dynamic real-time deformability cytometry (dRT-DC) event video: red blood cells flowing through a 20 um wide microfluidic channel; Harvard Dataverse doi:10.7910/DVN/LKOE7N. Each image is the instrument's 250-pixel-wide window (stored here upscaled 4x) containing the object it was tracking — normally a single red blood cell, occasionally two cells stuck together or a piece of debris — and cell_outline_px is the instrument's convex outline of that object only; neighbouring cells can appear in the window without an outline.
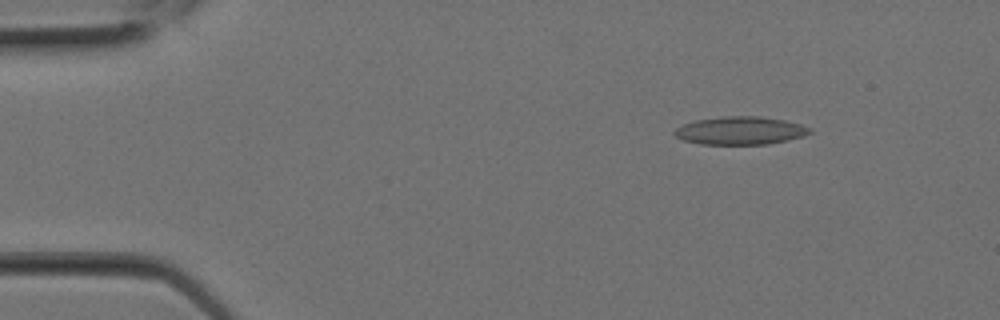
{"species": "Egyptian fruit bat (a non-hibernating species)", "species_latin": "Rousettus aegyptiacus", "temperature_condition": "room temperature", "stored_images_in_passage": 2, "camera_frame_rate_fps": 3000, "um_per_image_px": 0.085, "animal": {"sex": "female"}, "frame": {"image": 1, "passage_image": 1, "time_ms": 0.0, "image_size_px": [1000, 320], "cell_outline_px": [[812, 132], [804, 136], [788, 140], [768, 144], [700, 144], [684, 140], [676, 136], [672, 132], [676, 128], [684, 124], [696, 120], [724, 116], [760, 116], [784, 120], [800, 124], [812, 128]], "centroid_in_image_um": [62.95, 11.1], "position_along_channel_um": 22.1, "area_um2": 22.08}}